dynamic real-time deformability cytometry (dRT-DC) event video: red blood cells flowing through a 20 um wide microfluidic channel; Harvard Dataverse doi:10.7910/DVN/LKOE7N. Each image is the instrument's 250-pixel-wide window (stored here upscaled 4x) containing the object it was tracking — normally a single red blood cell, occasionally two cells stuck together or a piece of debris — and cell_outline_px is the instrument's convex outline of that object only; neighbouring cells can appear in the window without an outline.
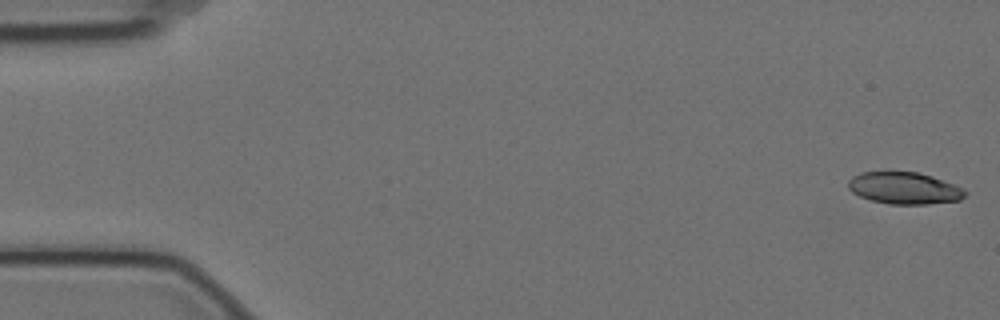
{"species": "Egyptian fruit bat (a non-hibernating species)", "species_latin": "Rousettus aegyptiacus", "temperature_condition": "cold", "stored_images_in_passage": 13, "camera_frame_rate_fps": 3000, "um_per_image_px": 0.085, "animal": {"sex": "female"}, "frame": {"image": 1, "passage_image": 1, "time_ms": 0.0, "image_size_px": [1000, 320], "cell_outline_px": [[968, 192], [960, 200], [928, 204], [888, 204], [872, 200], [860, 196], [852, 192], [848, 188], [848, 180], [852, 176], [860, 172], [916, 172], [932, 176], [964, 188]], "centroid_in_image_um": [76.87, 15.99], "position_along_channel_um": 8.1, "area_um2": 21.73}}
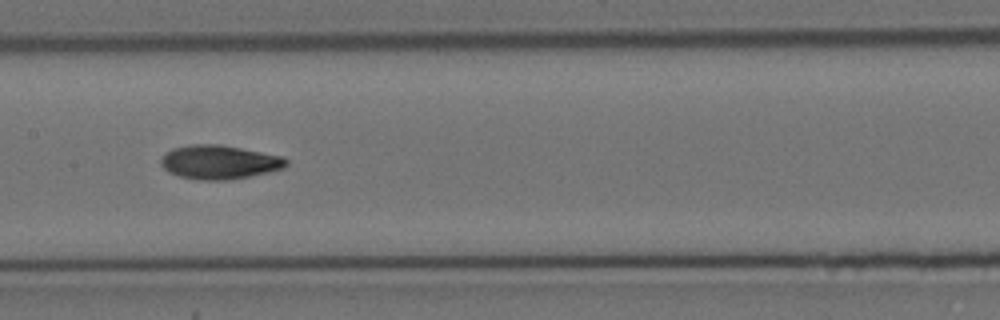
{"frame": {"image": 2, "passage_image": 8, "time_ms": 2.333, "image_size_px": [1000, 320], "cell_outline_px": [[288, 164], [284, 168], [268, 172], [228, 180], [200, 180], [180, 176], [168, 172], [160, 164], [160, 160], [172, 148], [192, 144], [220, 144], [280, 156], [288, 160]], "centroid_in_image_um": [18.62, 13.78], "position_along_channel_um": 188.8, "area_um2": 24.51}}
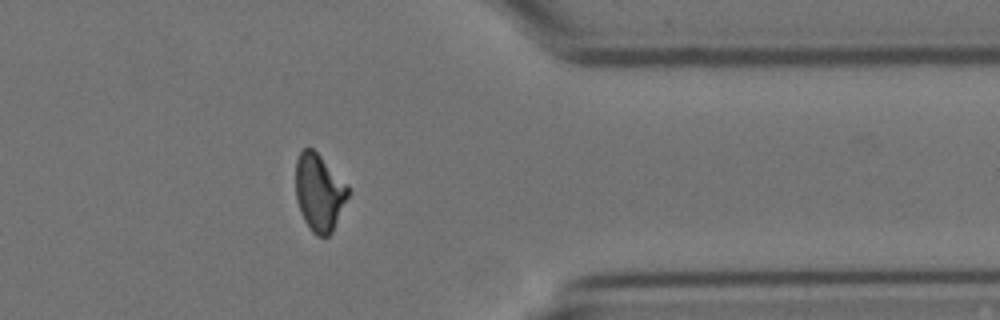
{"frame": {"image": 3, "passage_image": 13, "time_ms": 4.0, "image_size_px": [1000, 320], "cell_outline_px": [[348, 196], [332, 232], [328, 236], [316, 236], [312, 232], [304, 220], [300, 212], [296, 200], [296, 160], [300, 152], [304, 148], [312, 148], [348, 184]], "centroid_in_image_um": [27.12, 16.36], "position_along_channel_um": 384.3, "area_um2": 23.41}}